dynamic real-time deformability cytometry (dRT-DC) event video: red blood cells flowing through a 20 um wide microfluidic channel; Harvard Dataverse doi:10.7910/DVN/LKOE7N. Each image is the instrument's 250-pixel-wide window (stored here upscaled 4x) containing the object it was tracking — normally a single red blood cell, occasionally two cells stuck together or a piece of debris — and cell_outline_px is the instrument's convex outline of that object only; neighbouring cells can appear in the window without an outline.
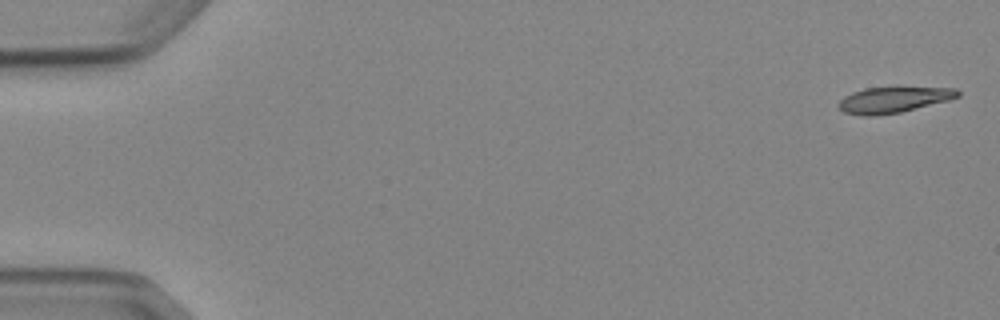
{"species": "Egyptian fruit bat (a non-hibernating species)", "species_latin": "Rousettus aegyptiacus", "temperature_condition": "cold", "stored_images_in_passage": 5, "camera_frame_rate_fps": 3000, "um_per_image_px": 0.085, "animal": {"sex": "female"}, "frame": {"image": 1, "passage_image": 1, "time_ms": 0.0, "image_size_px": [1000, 320], "cell_outline_px": [[960, 96], [948, 100], [900, 112], [876, 116], [864, 116], [844, 112], [836, 104], [844, 96], [852, 92], [864, 88], [956, 88], [960, 92]], "centroid_in_image_um": [75.9, 8.49], "position_along_channel_um": 9.1, "area_um2": 17.69}}
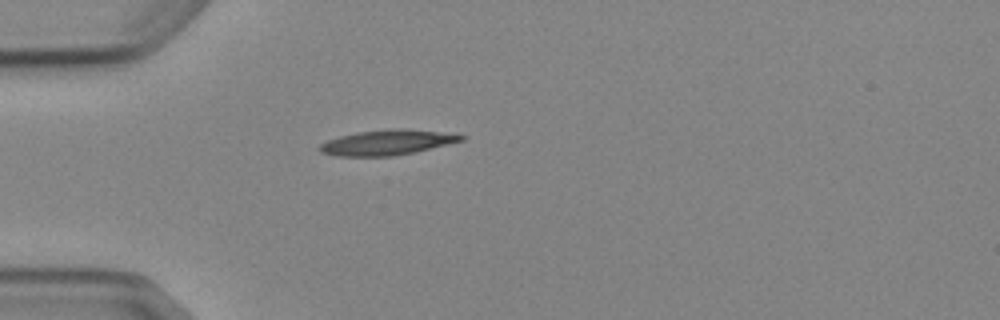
{"frame": {"image": 2, "passage_image": 5, "time_ms": 4.667, "image_size_px": [1000, 320], "cell_outline_px": [[464, 140], [416, 152], [392, 156], [340, 156], [320, 152], [316, 148], [320, 144], [328, 140], [340, 136], [356, 132], [392, 128], [404, 128], [436, 132], [464, 136]], "centroid_in_image_um": [32.84, 12.11], "position_along_channel_um": 52.2, "area_um2": 20.58}}